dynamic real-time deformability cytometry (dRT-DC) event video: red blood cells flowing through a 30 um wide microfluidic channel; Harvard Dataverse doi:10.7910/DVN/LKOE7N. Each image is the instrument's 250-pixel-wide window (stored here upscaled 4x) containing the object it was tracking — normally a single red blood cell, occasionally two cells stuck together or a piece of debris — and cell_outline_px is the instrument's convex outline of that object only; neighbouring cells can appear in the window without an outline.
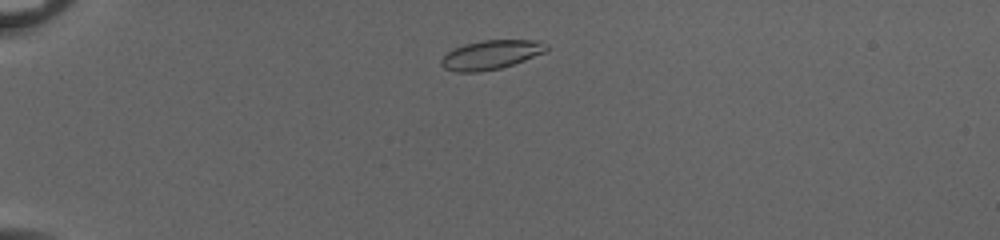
{"species": "common noctule bat (a hibernating species)", "species_latin": "Nyctalus noctula", "temperature_condition": "cold", "stored_images_in_passage": 43, "camera_frame_rate_fps": 3000, "um_per_image_px": 0.085, "animal": {"sex": "female", "body_mass_g": 20.0, "forearm_length_mm": 54.0}, "frame": {"image": 1, "passage_image": 5, "time_ms": 1.333, "image_size_px": [1000, 240], "cell_outline_px": [[548, 48], [544, 52], [524, 60], [500, 68], [480, 72], [456, 72], [444, 68], [440, 64], [440, 60], [452, 48], [464, 44], [484, 40], [540, 40], [548, 44]], "centroid_in_image_um": [41.71, 4.65], "position_along_channel_um": 43.3, "area_um2": 17.86}}
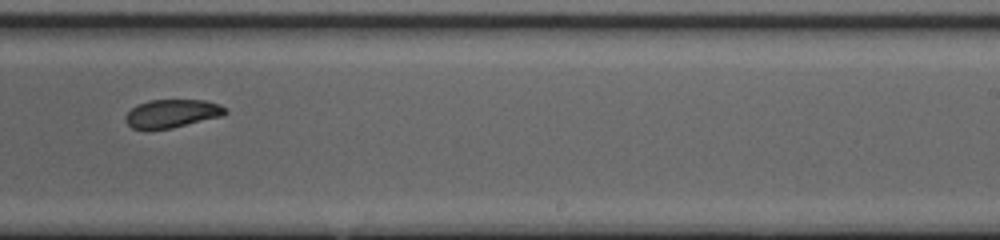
{"frame": {"image": 2, "passage_image": 26, "time_ms": 8.333, "image_size_px": [1000, 240], "cell_outline_px": [[228, 112], [224, 116], [172, 128], [144, 132], [132, 128], [124, 120], [124, 116], [132, 108], [148, 100], [204, 100], [220, 104], [228, 108]], "centroid_in_image_um": [14.62, 9.68], "position_along_channel_um": 274.4, "area_um2": 16.99}}
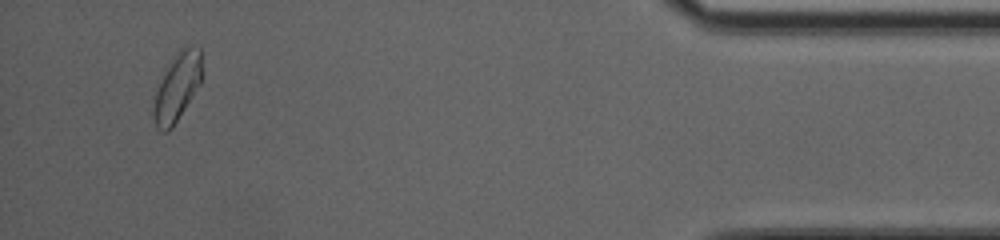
{"frame": {"image": 3, "passage_image": 41, "time_ms": 13.333, "image_size_px": [1000, 240], "cell_outline_px": [[200, 84], [172, 128], [168, 132], [164, 132], [156, 128], [152, 112], [152, 108], [156, 92], [164, 72], [180, 52], [184, 48], [200, 48]], "centroid_in_image_um": [15.01, 7.53], "position_along_channel_um": 420.2, "area_um2": 18.21}, "authors_computed_cell_mechanics": {"area_um2": 17.8602, "velocity_mm_per_s": 4.0305, "shape_relaxation_time_tau1_ms": 5.9101, "shape_relaxation_time_tau2_ms": 2.7583, "deformation_change_tau1": 0.1009, "deformation_change_tau2": 0.0713}}